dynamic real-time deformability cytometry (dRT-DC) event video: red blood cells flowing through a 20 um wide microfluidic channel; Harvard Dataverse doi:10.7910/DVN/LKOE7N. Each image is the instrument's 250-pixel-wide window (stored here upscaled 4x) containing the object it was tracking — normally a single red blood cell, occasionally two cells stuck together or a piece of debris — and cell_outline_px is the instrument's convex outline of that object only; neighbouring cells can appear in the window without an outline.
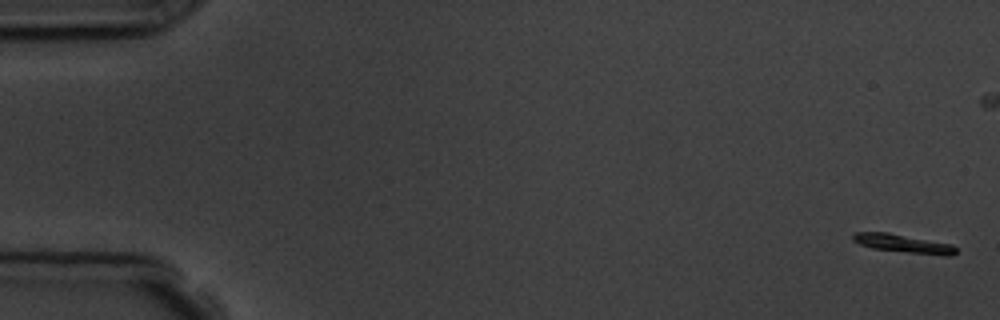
{"species": "common noctule bat (a hibernating species)", "species_latin": "Nyctalus noctula", "temperature_condition": "room temperature", "stored_images_in_passage": 7, "camera_frame_rate_fps": 3000, "um_per_image_px": 0.085, "animal": {"sex": "male", "body_mass_g": 19.5, "forearm_length_mm": 54.6}, "frame": {"image": 1, "passage_image": 1, "time_ms": 0.0, "image_size_px": [1000, 320], "cell_outline_px": [[956, 252], [952, 256], [948, 256], [908, 252], [872, 248], [860, 244], [852, 240], [852, 236], [856, 232], [888, 232], [952, 244], [956, 248]], "centroid_in_image_um": [76.79, 20.69], "position_along_channel_um": 8.2, "area_um2": 10.92}}
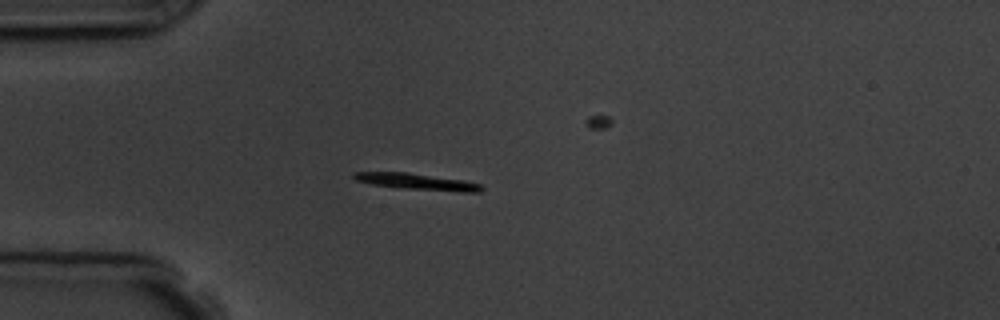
{"frame": {"image": 2, "passage_image": 5, "time_ms": 4.667, "image_size_px": [1000, 320], "cell_outline_px": [[484, 188], [480, 192], [460, 192], [404, 188], [372, 184], [356, 180], [352, 176], [352, 172], [408, 172], [464, 180], [480, 184]], "centroid_in_image_um": [35.48, 15.43], "position_along_channel_um": 49.5, "area_um2": 12.08}}